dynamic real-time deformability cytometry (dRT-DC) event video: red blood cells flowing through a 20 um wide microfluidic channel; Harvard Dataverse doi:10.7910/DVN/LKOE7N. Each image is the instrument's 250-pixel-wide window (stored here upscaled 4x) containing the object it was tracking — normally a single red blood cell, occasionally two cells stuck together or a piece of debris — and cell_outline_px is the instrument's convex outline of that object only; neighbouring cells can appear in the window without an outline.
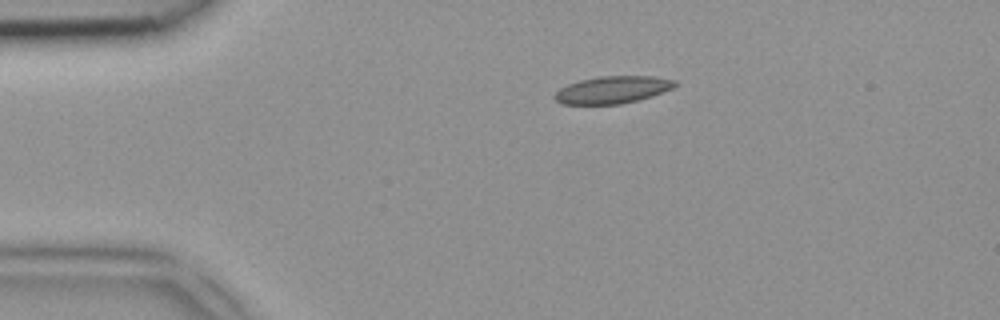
{"species": "common noctule bat (a hibernating species)", "species_latin": "Nyctalus noctula", "temperature_condition": "room temperature", "stored_images_in_passage": 38, "camera_frame_rate_fps": 3000, "um_per_image_px": 0.085, "animal": {"sex": "female", "body_mass_g": 18.4}, "frame": {"image": 1, "passage_image": 1, "time_ms": 0.0, "image_size_px": [1000, 320], "cell_outline_px": [[676, 84], [672, 88], [652, 96], [620, 104], [564, 104], [556, 100], [552, 96], [560, 88], [568, 84], [580, 80], [600, 76], [656, 76], [676, 80]], "centroid_in_image_um": [52.06, 7.62], "position_along_channel_um": 32.9, "area_um2": 19.02}}
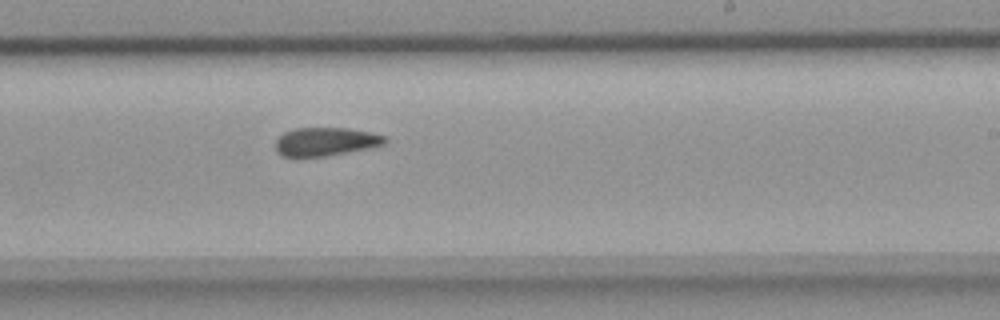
{"frame": {"image": 2, "passage_image": 20, "time_ms": 6.333, "image_size_px": [1000, 320], "cell_outline_px": [[388, 144], [372, 148], [324, 156], [284, 156], [276, 152], [276, 140], [284, 132], [296, 128], [348, 128], [372, 132], [388, 136]], "centroid_in_image_um": [27.77, 12.03], "position_along_channel_um": 261.2, "area_um2": 18.32}}
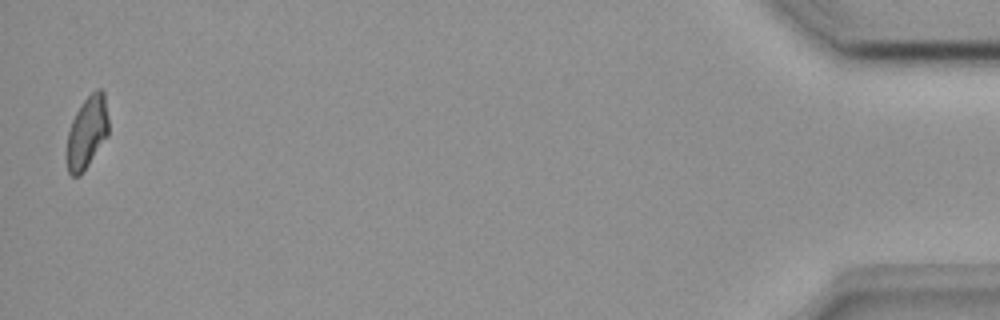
{"frame": {"image": 3, "passage_image": 38, "time_ms": 12.333, "image_size_px": [1000, 320], "cell_outline_px": [[108, 136], [80, 176], [72, 176], [68, 172], [64, 152], [68, 132], [72, 120], [76, 112], [84, 100], [96, 88], [100, 88], [104, 92], [108, 116]], "centroid_in_image_um": [7.37, 11.28], "position_along_channel_um": 427.8, "area_um2": 17.92}}